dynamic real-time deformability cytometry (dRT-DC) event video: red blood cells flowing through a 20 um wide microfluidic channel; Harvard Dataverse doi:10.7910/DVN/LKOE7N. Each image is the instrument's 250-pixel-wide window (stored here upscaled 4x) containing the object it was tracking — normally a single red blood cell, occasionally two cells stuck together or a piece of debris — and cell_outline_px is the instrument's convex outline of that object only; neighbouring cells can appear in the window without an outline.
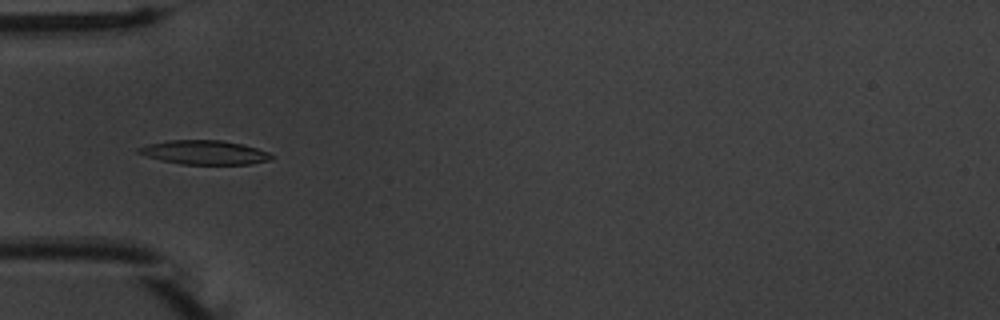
{"species": "common noctule bat (a hibernating species)", "species_latin": "Nyctalus noctula", "temperature_condition": "warm", "stored_images_in_passage": 55, "camera_frame_rate_fps": 3000, "um_per_image_px": 0.085, "animal": {"sex": "male", "body_mass_g": 20.1, "forearm_length_mm": 53.5}, "frame": {"image": 1, "passage_image": 18, "time_ms": 5.667, "image_size_px": [1000, 320], "cell_outline_px": [[276, 156], [268, 160], [248, 164], [180, 164], [160, 160], [136, 152], [136, 148], [148, 144], [168, 140], [220, 140], [244, 144], [268, 152]], "centroid_in_image_um": [17.36, 12.95], "position_along_channel_um": 67.6, "area_um2": 18.61}}
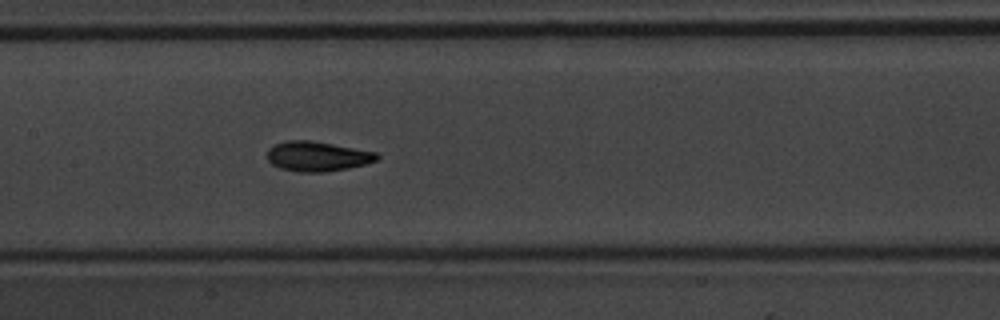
{"frame": {"image": 2, "passage_image": 27, "time_ms": 8.667, "image_size_px": [1000, 320], "cell_outline_px": [[380, 156], [376, 160], [364, 164], [348, 168], [324, 172], [296, 172], [280, 168], [272, 164], [268, 160], [268, 148], [276, 144], [288, 140], [312, 140], [376, 152]], "centroid_in_image_um": [26.96, 13.29], "position_along_channel_um": 180.4, "area_um2": 19.02}}
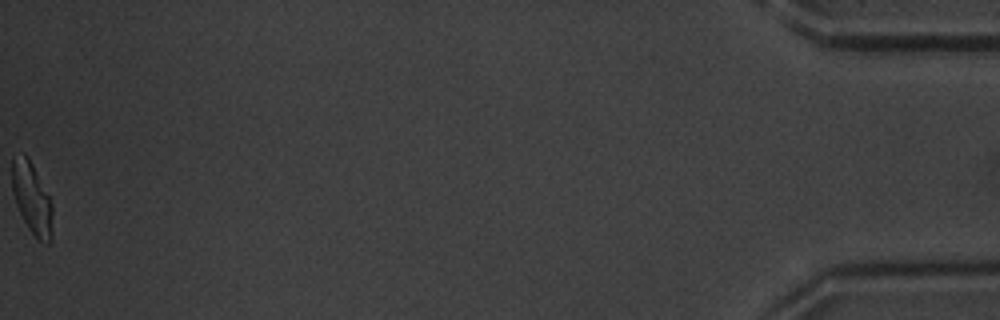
{"frame": {"image": 3, "passage_image": 55, "time_ms": 18.0, "image_size_px": [1000, 320], "cell_outline_px": [[52, 240], [48, 244], [44, 244], [28, 228], [16, 204], [12, 192], [12, 156], [24, 152], [32, 164], [52, 204]], "centroid_in_image_um": [2.7, 16.86], "position_along_channel_um": 432.5, "area_um2": 16.7}, "authors_computed_cell_mechanics": {"area_um2": 18.207, "velocity_mm_per_s": 3.7429, "shape_relaxation_time_tau1_ms": 2.3386, "shape_relaxation_time_tau2_ms": 1.7674, "deformation_change_tau1": 0.1584, "deformation_change_tau2": 0.057}}